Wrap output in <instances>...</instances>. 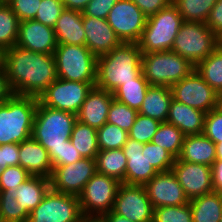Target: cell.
Returning a JSON list of instances; mask_svg holds the SVG:
<instances>
[{
  "instance_id": "1",
  "label": "cell",
  "mask_w": 222,
  "mask_h": 222,
  "mask_svg": "<svg viewBox=\"0 0 222 222\" xmlns=\"http://www.w3.org/2000/svg\"><path fill=\"white\" fill-rule=\"evenodd\" d=\"M2 65L14 94L39 97L57 77L53 54L14 45L3 51Z\"/></svg>"
},
{
  "instance_id": "2",
  "label": "cell",
  "mask_w": 222,
  "mask_h": 222,
  "mask_svg": "<svg viewBox=\"0 0 222 222\" xmlns=\"http://www.w3.org/2000/svg\"><path fill=\"white\" fill-rule=\"evenodd\" d=\"M142 51L138 43H124L105 55L97 57L95 86L114 92L119 86L142 73Z\"/></svg>"
},
{
  "instance_id": "3",
  "label": "cell",
  "mask_w": 222,
  "mask_h": 222,
  "mask_svg": "<svg viewBox=\"0 0 222 222\" xmlns=\"http://www.w3.org/2000/svg\"><path fill=\"white\" fill-rule=\"evenodd\" d=\"M38 98L13 94L0 104V145L16 143L32 137Z\"/></svg>"
},
{
  "instance_id": "4",
  "label": "cell",
  "mask_w": 222,
  "mask_h": 222,
  "mask_svg": "<svg viewBox=\"0 0 222 222\" xmlns=\"http://www.w3.org/2000/svg\"><path fill=\"white\" fill-rule=\"evenodd\" d=\"M76 121V114L46 107L38 101L32 138L47 151L59 149L70 139Z\"/></svg>"
},
{
  "instance_id": "5",
  "label": "cell",
  "mask_w": 222,
  "mask_h": 222,
  "mask_svg": "<svg viewBox=\"0 0 222 222\" xmlns=\"http://www.w3.org/2000/svg\"><path fill=\"white\" fill-rule=\"evenodd\" d=\"M194 70L189 60L171 50L142 54L141 71L150 86L171 87Z\"/></svg>"
},
{
  "instance_id": "6",
  "label": "cell",
  "mask_w": 222,
  "mask_h": 222,
  "mask_svg": "<svg viewBox=\"0 0 222 222\" xmlns=\"http://www.w3.org/2000/svg\"><path fill=\"white\" fill-rule=\"evenodd\" d=\"M183 22L173 4L148 17L138 42L142 53L170 51Z\"/></svg>"
},
{
  "instance_id": "7",
  "label": "cell",
  "mask_w": 222,
  "mask_h": 222,
  "mask_svg": "<svg viewBox=\"0 0 222 222\" xmlns=\"http://www.w3.org/2000/svg\"><path fill=\"white\" fill-rule=\"evenodd\" d=\"M53 55L58 78L96 83L97 57L86 45L57 44Z\"/></svg>"
},
{
  "instance_id": "8",
  "label": "cell",
  "mask_w": 222,
  "mask_h": 222,
  "mask_svg": "<svg viewBox=\"0 0 222 222\" xmlns=\"http://www.w3.org/2000/svg\"><path fill=\"white\" fill-rule=\"evenodd\" d=\"M216 48L217 35L205 23L184 21L174 39L171 51L196 66Z\"/></svg>"
},
{
  "instance_id": "9",
  "label": "cell",
  "mask_w": 222,
  "mask_h": 222,
  "mask_svg": "<svg viewBox=\"0 0 222 222\" xmlns=\"http://www.w3.org/2000/svg\"><path fill=\"white\" fill-rule=\"evenodd\" d=\"M120 183L113 177L96 172L78 195L84 218H101L110 212Z\"/></svg>"
},
{
  "instance_id": "10",
  "label": "cell",
  "mask_w": 222,
  "mask_h": 222,
  "mask_svg": "<svg viewBox=\"0 0 222 222\" xmlns=\"http://www.w3.org/2000/svg\"><path fill=\"white\" fill-rule=\"evenodd\" d=\"M83 219L78 196L50 188L42 202L30 212L27 222H81Z\"/></svg>"
},
{
  "instance_id": "11",
  "label": "cell",
  "mask_w": 222,
  "mask_h": 222,
  "mask_svg": "<svg viewBox=\"0 0 222 222\" xmlns=\"http://www.w3.org/2000/svg\"><path fill=\"white\" fill-rule=\"evenodd\" d=\"M93 86L95 83L57 78L38 97V101L46 107L77 114Z\"/></svg>"
},
{
  "instance_id": "12",
  "label": "cell",
  "mask_w": 222,
  "mask_h": 222,
  "mask_svg": "<svg viewBox=\"0 0 222 222\" xmlns=\"http://www.w3.org/2000/svg\"><path fill=\"white\" fill-rule=\"evenodd\" d=\"M172 98L192 108L210 112L218 108L219 94L194 70L171 87Z\"/></svg>"
},
{
  "instance_id": "13",
  "label": "cell",
  "mask_w": 222,
  "mask_h": 222,
  "mask_svg": "<svg viewBox=\"0 0 222 222\" xmlns=\"http://www.w3.org/2000/svg\"><path fill=\"white\" fill-rule=\"evenodd\" d=\"M106 20L121 42L138 43L147 17L133 1L118 0Z\"/></svg>"
},
{
  "instance_id": "14",
  "label": "cell",
  "mask_w": 222,
  "mask_h": 222,
  "mask_svg": "<svg viewBox=\"0 0 222 222\" xmlns=\"http://www.w3.org/2000/svg\"><path fill=\"white\" fill-rule=\"evenodd\" d=\"M112 211L133 222H153V207L144 185L120 183Z\"/></svg>"
},
{
  "instance_id": "15",
  "label": "cell",
  "mask_w": 222,
  "mask_h": 222,
  "mask_svg": "<svg viewBox=\"0 0 222 222\" xmlns=\"http://www.w3.org/2000/svg\"><path fill=\"white\" fill-rule=\"evenodd\" d=\"M96 172V161L92 158H82L75 163L53 167L50 176L51 189L78 196Z\"/></svg>"
},
{
  "instance_id": "16",
  "label": "cell",
  "mask_w": 222,
  "mask_h": 222,
  "mask_svg": "<svg viewBox=\"0 0 222 222\" xmlns=\"http://www.w3.org/2000/svg\"><path fill=\"white\" fill-rule=\"evenodd\" d=\"M172 171L190 200L214 191L211 167L175 159Z\"/></svg>"
},
{
  "instance_id": "17",
  "label": "cell",
  "mask_w": 222,
  "mask_h": 222,
  "mask_svg": "<svg viewBox=\"0 0 222 222\" xmlns=\"http://www.w3.org/2000/svg\"><path fill=\"white\" fill-rule=\"evenodd\" d=\"M144 188L153 208L179 206L190 202L172 170L158 172Z\"/></svg>"
},
{
  "instance_id": "18",
  "label": "cell",
  "mask_w": 222,
  "mask_h": 222,
  "mask_svg": "<svg viewBox=\"0 0 222 222\" xmlns=\"http://www.w3.org/2000/svg\"><path fill=\"white\" fill-rule=\"evenodd\" d=\"M15 45L34 52L54 54L57 48L54 28L34 19L21 21Z\"/></svg>"
},
{
  "instance_id": "19",
  "label": "cell",
  "mask_w": 222,
  "mask_h": 222,
  "mask_svg": "<svg viewBox=\"0 0 222 222\" xmlns=\"http://www.w3.org/2000/svg\"><path fill=\"white\" fill-rule=\"evenodd\" d=\"M122 150L127 158L125 184L145 185L158 173L146 159V144L128 137Z\"/></svg>"
},
{
  "instance_id": "20",
  "label": "cell",
  "mask_w": 222,
  "mask_h": 222,
  "mask_svg": "<svg viewBox=\"0 0 222 222\" xmlns=\"http://www.w3.org/2000/svg\"><path fill=\"white\" fill-rule=\"evenodd\" d=\"M85 45L96 57L110 52L122 42L106 19L83 15Z\"/></svg>"
},
{
  "instance_id": "21",
  "label": "cell",
  "mask_w": 222,
  "mask_h": 222,
  "mask_svg": "<svg viewBox=\"0 0 222 222\" xmlns=\"http://www.w3.org/2000/svg\"><path fill=\"white\" fill-rule=\"evenodd\" d=\"M113 99L112 92L93 86L76 114L77 120L96 129L102 127Z\"/></svg>"
},
{
  "instance_id": "22",
  "label": "cell",
  "mask_w": 222,
  "mask_h": 222,
  "mask_svg": "<svg viewBox=\"0 0 222 222\" xmlns=\"http://www.w3.org/2000/svg\"><path fill=\"white\" fill-rule=\"evenodd\" d=\"M19 165L31 176L50 178L53 170L48 151L32 137L19 144Z\"/></svg>"
},
{
  "instance_id": "23",
  "label": "cell",
  "mask_w": 222,
  "mask_h": 222,
  "mask_svg": "<svg viewBox=\"0 0 222 222\" xmlns=\"http://www.w3.org/2000/svg\"><path fill=\"white\" fill-rule=\"evenodd\" d=\"M206 113L172 99L166 122L176 126L185 136L203 134Z\"/></svg>"
},
{
  "instance_id": "24",
  "label": "cell",
  "mask_w": 222,
  "mask_h": 222,
  "mask_svg": "<svg viewBox=\"0 0 222 222\" xmlns=\"http://www.w3.org/2000/svg\"><path fill=\"white\" fill-rule=\"evenodd\" d=\"M57 44L85 45L83 15L77 10L64 9L54 26Z\"/></svg>"
},
{
  "instance_id": "25",
  "label": "cell",
  "mask_w": 222,
  "mask_h": 222,
  "mask_svg": "<svg viewBox=\"0 0 222 222\" xmlns=\"http://www.w3.org/2000/svg\"><path fill=\"white\" fill-rule=\"evenodd\" d=\"M178 159L211 167L216 160L215 144L204 134L187 135Z\"/></svg>"
},
{
  "instance_id": "26",
  "label": "cell",
  "mask_w": 222,
  "mask_h": 222,
  "mask_svg": "<svg viewBox=\"0 0 222 222\" xmlns=\"http://www.w3.org/2000/svg\"><path fill=\"white\" fill-rule=\"evenodd\" d=\"M172 99L170 87L150 86L147 89L138 113L158 120L159 122H166Z\"/></svg>"
},
{
  "instance_id": "27",
  "label": "cell",
  "mask_w": 222,
  "mask_h": 222,
  "mask_svg": "<svg viewBox=\"0 0 222 222\" xmlns=\"http://www.w3.org/2000/svg\"><path fill=\"white\" fill-rule=\"evenodd\" d=\"M50 188V178L30 176L24 183L17 187L14 196L19 205L30 214L42 202Z\"/></svg>"
},
{
  "instance_id": "28",
  "label": "cell",
  "mask_w": 222,
  "mask_h": 222,
  "mask_svg": "<svg viewBox=\"0 0 222 222\" xmlns=\"http://www.w3.org/2000/svg\"><path fill=\"white\" fill-rule=\"evenodd\" d=\"M193 222H220L222 193L211 192L189 202Z\"/></svg>"
},
{
  "instance_id": "29",
  "label": "cell",
  "mask_w": 222,
  "mask_h": 222,
  "mask_svg": "<svg viewBox=\"0 0 222 222\" xmlns=\"http://www.w3.org/2000/svg\"><path fill=\"white\" fill-rule=\"evenodd\" d=\"M98 173L125 183L127 158L122 149L99 150L95 158Z\"/></svg>"
},
{
  "instance_id": "30",
  "label": "cell",
  "mask_w": 222,
  "mask_h": 222,
  "mask_svg": "<svg viewBox=\"0 0 222 222\" xmlns=\"http://www.w3.org/2000/svg\"><path fill=\"white\" fill-rule=\"evenodd\" d=\"M70 141L83 158H96L99 152L96 128L77 120Z\"/></svg>"
},
{
  "instance_id": "31",
  "label": "cell",
  "mask_w": 222,
  "mask_h": 222,
  "mask_svg": "<svg viewBox=\"0 0 222 222\" xmlns=\"http://www.w3.org/2000/svg\"><path fill=\"white\" fill-rule=\"evenodd\" d=\"M149 87L150 84L141 73L135 81H128L119 86L113 92V96L118 102L139 111Z\"/></svg>"
},
{
  "instance_id": "32",
  "label": "cell",
  "mask_w": 222,
  "mask_h": 222,
  "mask_svg": "<svg viewBox=\"0 0 222 222\" xmlns=\"http://www.w3.org/2000/svg\"><path fill=\"white\" fill-rule=\"evenodd\" d=\"M195 70L218 94L222 93V49L217 47Z\"/></svg>"
},
{
  "instance_id": "33",
  "label": "cell",
  "mask_w": 222,
  "mask_h": 222,
  "mask_svg": "<svg viewBox=\"0 0 222 222\" xmlns=\"http://www.w3.org/2000/svg\"><path fill=\"white\" fill-rule=\"evenodd\" d=\"M19 23L10 5L0 1V50L5 51L16 44Z\"/></svg>"
},
{
  "instance_id": "34",
  "label": "cell",
  "mask_w": 222,
  "mask_h": 222,
  "mask_svg": "<svg viewBox=\"0 0 222 222\" xmlns=\"http://www.w3.org/2000/svg\"><path fill=\"white\" fill-rule=\"evenodd\" d=\"M218 0H173L172 4L186 22L205 23Z\"/></svg>"
},
{
  "instance_id": "35",
  "label": "cell",
  "mask_w": 222,
  "mask_h": 222,
  "mask_svg": "<svg viewBox=\"0 0 222 222\" xmlns=\"http://www.w3.org/2000/svg\"><path fill=\"white\" fill-rule=\"evenodd\" d=\"M185 135L173 124L161 122L152 143L165 148L175 159L180 155Z\"/></svg>"
},
{
  "instance_id": "36",
  "label": "cell",
  "mask_w": 222,
  "mask_h": 222,
  "mask_svg": "<svg viewBox=\"0 0 222 222\" xmlns=\"http://www.w3.org/2000/svg\"><path fill=\"white\" fill-rule=\"evenodd\" d=\"M127 139L128 132L116 125L106 122L97 129L99 150L122 149Z\"/></svg>"
},
{
  "instance_id": "37",
  "label": "cell",
  "mask_w": 222,
  "mask_h": 222,
  "mask_svg": "<svg viewBox=\"0 0 222 222\" xmlns=\"http://www.w3.org/2000/svg\"><path fill=\"white\" fill-rule=\"evenodd\" d=\"M137 115V110L113 99L109 108L107 123L116 125L128 132L134 124Z\"/></svg>"
},
{
  "instance_id": "38",
  "label": "cell",
  "mask_w": 222,
  "mask_h": 222,
  "mask_svg": "<svg viewBox=\"0 0 222 222\" xmlns=\"http://www.w3.org/2000/svg\"><path fill=\"white\" fill-rule=\"evenodd\" d=\"M160 124L158 120L138 113L134 124L128 131V137L143 144L151 142Z\"/></svg>"
},
{
  "instance_id": "39",
  "label": "cell",
  "mask_w": 222,
  "mask_h": 222,
  "mask_svg": "<svg viewBox=\"0 0 222 222\" xmlns=\"http://www.w3.org/2000/svg\"><path fill=\"white\" fill-rule=\"evenodd\" d=\"M0 215L2 222H27L29 216L11 193H0Z\"/></svg>"
},
{
  "instance_id": "40",
  "label": "cell",
  "mask_w": 222,
  "mask_h": 222,
  "mask_svg": "<svg viewBox=\"0 0 222 222\" xmlns=\"http://www.w3.org/2000/svg\"><path fill=\"white\" fill-rule=\"evenodd\" d=\"M153 222H193L190 204L153 208Z\"/></svg>"
},
{
  "instance_id": "41",
  "label": "cell",
  "mask_w": 222,
  "mask_h": 222,
  "mask_svg": "<svg viewBox=\"0 0 222 222\" xmlns=\"http://www.w3.org/2000/svg\"><path fill=\"white\" fill-rule=\"evenodd\" d=\"M31 175L20 165L8 166L0 170V193L14 194L17 187Z\"/></svg>"
},
{
  "instance_id": "42",
  "label": "cell",
  "mask_w": 222,
  "mask_h": 222,
  "mask_svg": "<svg viewBox=\"0 0 222 222\" xmlns=\"http://www.w3.org/2000/svg\"><path fill=\"white\" fill-rule=\"evenodd\" d=\"M146 159L157 172L171 171L175 161V158L165 148L152 142L146 143Z\"/></svg>"
},
{
  "instance_id": "43",
  "label": "cell",
  "mask_w": 222,
  "mask_h": 222,
  "mask_svg": "<svg viewBox=\"0 0 222 222\" xmlns=\"http://www.w3.org/2000/svg\"><path fill=\"white\" fill-rule=\"evenodd\" d=\"M64 9L62 0H41L34 20L54 28L58 17Z\"/></svg>"
},
{
  "instance_id": "44",
  "label": "cell",
  "mask_w": 222,
  "mask_h": 222,
  "mask_svg": "<svg viewBox=\"0 0 222 222\" xmlns=\"http://www.w3.org/2000/svg\"><path fill=\"white\" fill-rule=\"evenodd\" d=\"M48 154L53 167L75 163L83 158L70 139L59 149H49Z\"/></svg>"
},
{
  "instance_id": "45",
  "label": "cell",
  "mask_w": 222,
  "mask_h": 222,
  "mask_svg": "<svg viewBox=\"0 0 222 222\" xmlns=\"http://www.w3.org/2000/svg\"><path fill=\"white\" fill-rule=\"evenodd\" d=\"M203 134L214 144L222 142V112L218 108L205 115Z\"/></svg>"
},
{
  "instance_id": "46",
  "label": "cell",
  "mask_w": 222,
  "mask_h": 222,
  "mask_svg": "<svg viewBox=\"0 0 222 222\" xmlns=\"http://www.w3.org/2000/svg\"><path fill=\"white\" fill-rule=\"evenodd\" d=\"M6 2L21 22L35 18L41 0H7Z\"/></svg>"
},
{
  "instance_id": "47",
  "label": "cell",
  "mask_w": 222,
  "mask_h": 222,
  "mask_svg": "<svg viewBox=\"0 0 222 222\" xmlns=\"http://www.w3.org/2000/svg\"><path fill=\"white\" fill-rule=\"evenodd\" d=\"M118 0H90L82 11V15L92 16L100 19H107L109 11Z\"/></svg>"
},
{
  "instance_id": "48",
  "label": "cell",
  "mask_w": 222,
  "mask_h": 222,
  "mask_svg": "<svg viewBox=\"0 0 222 222\" xmlns=\"http://www.w3.org/2000/svg\"><path fill=\"white\" fill-rule=\"evenodd\" d=\"M19 165V144L0 145V169Z\"/></svg>"
},
{
  "instance_id": "49",
  "label": "cell",
  "mask_w": 222,
  "mask_h": 222,
  "mask_svg": "<svg viewBox=\"0 0 222 222\" xmlns=\"http://www.w3.org/2000/svg\"><path fill=\"white\" fill-rule=\"evenodd\" d=\"M133 1L143 14L148 18L158 11L167 8L172 4L173 0H131Z\"/></svg>"
},
{
  "instance_id": "50",
  "label": "cell",
  "mask_w": 222,
  "mask_h": 222,
  "mask_svg": "<svg viewBox=\"0 0 222 222\" xmlns=\"http://www.w3.org/2000/svg\"><path fill=\"white\" fill-rule=\"evenodd\" d=\"M205 24L218 35L222 32V0H218L211 9Z\"/></svg>"
},
{
  "instance_id": "51",
  "label": "cell",
  "mask_w": 222,
  "mask_h": 222,
  "mask_svg": "<svg viewBox=\"0 0 222 222\" xmlns=\"http://www.w3.org/2000/svg\"><path fill=\"white\" fill-rule=\"evenodd\" d=\"M13 91L9 85L4 66H0V104L5 103L12 95Z\"/></svg>"
},
{
  "instance_id": "52",
  "label": "cell",
  "mask_w": 222,
  "mask_h": 222,
  "mask_svg": "<svg viewBox=\"0 0 222 222\" xmlns=\"http://www.w3.org/2000/svg\"><path fill=\"white\" fill-rule=\"evenodd\" d=\"M211 170L214 191L222 193V160L216 159L211 166Z\"/></svg>"
},
{
  "instance_id": "53",
  "label": "cell",
  "mask_w": 222,
  "mask_h": 222,
  "mask_svg": "<svg viewBox=\"0 0 222 222\" xmlns=\"http://www.w3.org/2000/svg\"><path fill=\"white\" fill-rule=\"evenodd\" d=\"M90 0H62L65 9L82 12Z\"/></svg>"
},
{
  "instance_id": "54",
  "label": "cell",
  "mask_w": 222,
  "mask_h": 222,
  "mask_svg": "<svg viewBox=\"0 0 222 222\" xmlns=\"http://www.w3.org/2000/svg\"><path fill=\"white\" fill-rule=\"evenodd\" d=\"M103 222H133L126 217L114 213L112 210L101 217Z\"/></svg>"
},
{
  "instance_id": "55",
  "label": "cell",
  "mask_w": 222,
  "mask_h": 222,
  "mask_svg": "<svg viewBox=\"0 0 222 222\" xmlns=\"http://www.w3.org/2000/svg\"><path fill=\"white\" fill-rule=\"evenodd\" d=\"M216 159L222 160V142L215 144Z\"/></svg>"
},
{
  "instance_id": "56",
  "label": "cell",
  "mask_w": 222,
  "mask_h": 222,
  "mask_svg": "<svg viewBox=\"0 0 222 222\" xmlns=\"http://www.w3.org/2000/svg\"><path fill=\"white\" fill-rule=\"evenodd\" d=\"M81 222H103L101 218H84Z\"/></svg>"
},
{
  "instance_id": "57",
  "label": "cell",
  "mask_w": 222,
  "mask_h": 222,
  "mask_svg": "<svg viewBox=\"0 0 222 222\" xmlns=\"http://www.w3.org/2000/svg\"><path fill=\"white\" fill-rule=\"evenodd\" d=\"M217 47L222 49V32L217 35Z\"/></svg>"
},
{
  "instance_id": "58",
  "label": "cell",
  "mask_w": 222,
  "mask_h": 222,
  "mask_svg": "<svg viewBox=\"0 0 222 222\" xmlns=\"http://www.w3.org/2000/svg\"><path fill=\"white\" fill-rule=\"evenodd\" d=\"M218 109L222 112V93L218 97Z\"/></svg>"
},
{
  "instance_id": "59",
  "label": "cell",
  "mask_w": 222,
  "mask_h": 222,
  "mask_svg": "<svg viewBox=\"0 0 222 222\" xmlns=\"http://www.w3.org/2000/svg\"><path fill=\"white\" fill-rule=\"evenodd\" d=\"M2 61H3V51L0 50V66H2Z\"/></svg>"
}]
</instances>
